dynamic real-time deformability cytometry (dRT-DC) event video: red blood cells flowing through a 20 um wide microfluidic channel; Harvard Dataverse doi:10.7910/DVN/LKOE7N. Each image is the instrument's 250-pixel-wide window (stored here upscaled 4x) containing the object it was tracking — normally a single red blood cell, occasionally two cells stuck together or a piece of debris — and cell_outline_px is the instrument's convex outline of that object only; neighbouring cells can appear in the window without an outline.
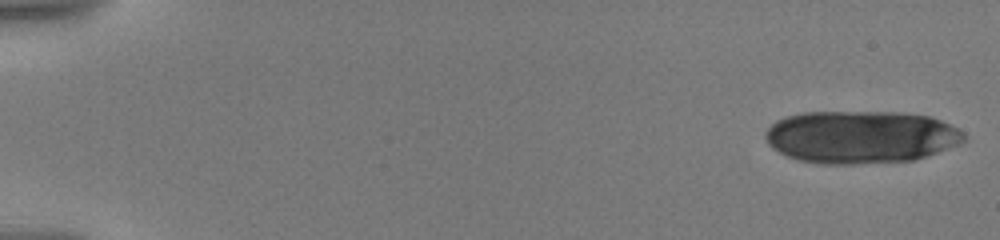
{"species": "human", "species_latin": "Homo sapiens", "temperature_condition": "warm", "stored_images_in_passage": 16, "camera_frame_rate_fps": 3000, "um_per_image_px": 0.085, "donor": {"sex": "male"}, "frame": {"image": 1, "passage_image": 1, "time_ms": 0.0, "image_size_px": [1000, 240], "cell_outline_px": [[964, 140], [956, 144], [936, 152], [912, 160], [856, 164], [820, 164], [796, 160], [772, 148], [768, 144], [764, 136], [768, 128], [776, 120], [788, 116], [804, 112], [896, 112], [928, 116], [940, 120], [964, 132]], "centroid_in_image_um": [73.1, 11.64], "position_along_channel_um": 11.9, "area_um2": 60.63}}